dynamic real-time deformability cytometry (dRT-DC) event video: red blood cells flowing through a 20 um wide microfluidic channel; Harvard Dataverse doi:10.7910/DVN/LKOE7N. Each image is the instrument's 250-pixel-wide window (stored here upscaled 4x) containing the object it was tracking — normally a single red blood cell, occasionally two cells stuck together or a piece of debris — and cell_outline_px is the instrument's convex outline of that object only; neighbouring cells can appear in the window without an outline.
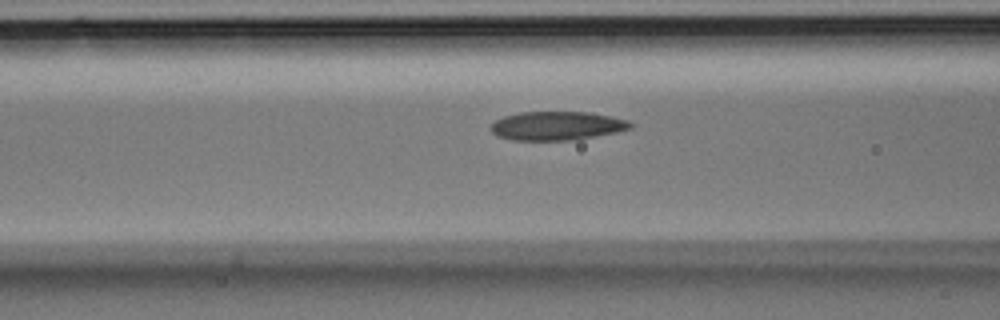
{"species": "Egyptian fruit bat (a non-hibernating species)", "species_latin": "Rousettus aegyptiacus", "temperature_condition": "room temperature", "stored_images_in_passage": 3, "camera_frame_rate_fps": 3000, "um_per_image_px": 0.085, "animal": {"sex": "male"}, "frame": {"image": 1, "passage_image": 3, "time_ms": 0.667, "image_size_px": [1000, 320], "cell_outline_px": [[632, 128], [616, 132], [576, 140], [512, 140], [496, 136], [488, 128], [496, 120], [504, 116], [520, 112], [588, 112], [612, 116], [628, 120], [632, 124]], "centroid_in_image_um": [47.32, 10.69], "position_along_channel_um": 119.3, "area_um2": 23.52}}